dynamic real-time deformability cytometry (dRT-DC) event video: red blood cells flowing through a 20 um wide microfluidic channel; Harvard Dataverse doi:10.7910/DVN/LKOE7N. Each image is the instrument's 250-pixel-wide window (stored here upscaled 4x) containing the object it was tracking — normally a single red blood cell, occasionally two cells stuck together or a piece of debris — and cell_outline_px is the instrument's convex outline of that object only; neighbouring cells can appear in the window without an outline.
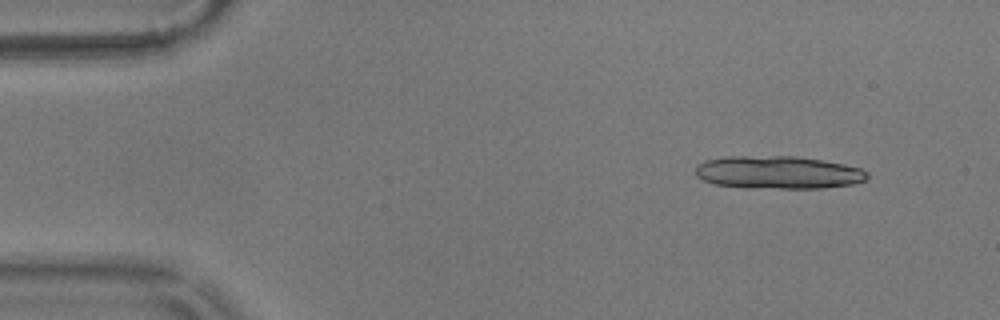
{"species": "common noctule bat (a hibernating species)", "species_latin": "Nyctalus noctula", "temperature_condition": "warm", "stored_images_in_passage": 8, "camera_frame_rate_fps": 3000, "um_per_image_px": 0.085, "animal": {"sex": "male", "body_mass_g": 17.9}, "frame": {"image": 1, "passage_image": 1, "time_ms": 0.0, "image_size_px": [1000, 320], "cell_outline_px": [[868, 176], [864, 180], [852, 184], [824, 188], [748, 188], [712, 184], [696, 176], [696, 164], [704, 160], [724, 156], [796, 156], [844, 164], [860, 168], [868, 172]], "centroid_in_image_um": [66.09, 14.65], "position_along_channel_um": 18.9, "area_um2": 33.12}}